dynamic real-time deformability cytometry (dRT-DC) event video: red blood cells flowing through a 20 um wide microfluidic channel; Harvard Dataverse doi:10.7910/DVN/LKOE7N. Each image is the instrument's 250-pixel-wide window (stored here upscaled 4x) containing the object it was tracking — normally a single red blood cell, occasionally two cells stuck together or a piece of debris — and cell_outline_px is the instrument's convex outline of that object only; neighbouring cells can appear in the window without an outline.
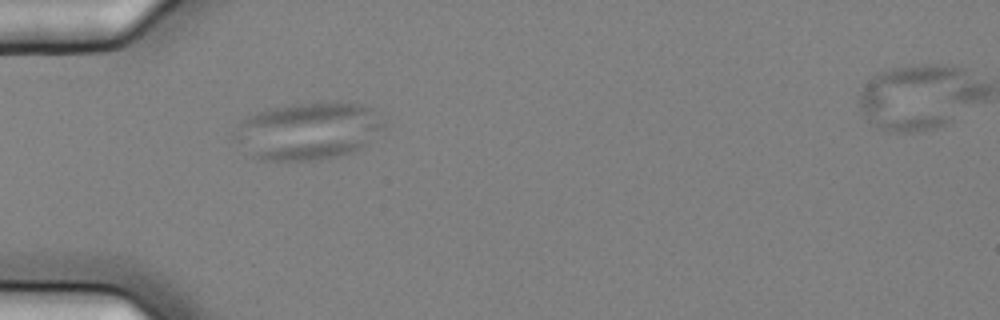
{"species": "common noctule bat (a hibernating species)", "species_latin": "Nyctalus noctula", "temperature_condition": "cold", "stored_images_in_passage": 38, "camera_frame_rate_fps": 3000, "um_per_image_px": 0.085, "animal": {"sex": "female", "body_mass_g": 25.1}, "frame": {"image": 1, "passage_image": 1, "time_ms": 0.0, "image_size_px": [1000, 320], "cell_outline_px": [[388, 124], [384, 128], [364, 144], [352, 152], [320, 160], [256, 160], [252, 156], [240, 128], [240, 124], [248, 116], [260, 112], [288, 104], [356, 104], [372, 108]], "centroid_in_image_um": [26.34, 11.14], "position_along_channel_um": 58.7, "area_um2": 47.63}}
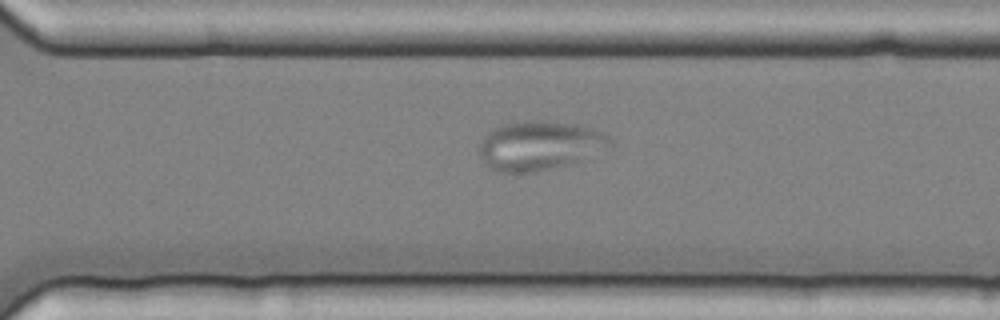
{"frame": {"image": 2, "passage_image": 24, "time_ms": 7.667, "image_size_px": [1000, 320], "cell_outline_px": [[612, 148], [576, 164], [532, 172], [496, 172], [488, 168], [484, 164], [480, 156], [480, 144], [484, 136], [492, 128], [500, 124], [516, 120], [532, 120], [572, 124], [592, 128], [608, 136], [612, 140]], "centroid_in_image_um": [45.88, 12.39], "position_along_channel_um": 324.7, "area_um2": 38.32}}
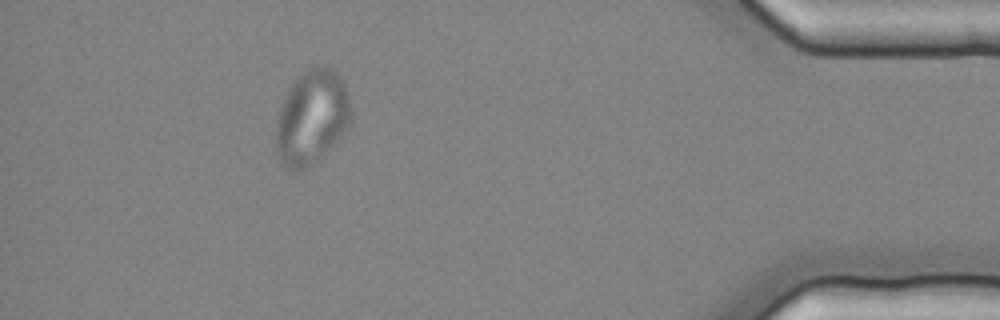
{"frame": {"image": 3, "passage_image": 35, "time_ms": 11.333, "image_size_px": [1000, 320], "cell_outline_px": [[352, 120], [320, 156], [312, 164], [304, 168], [284, 168], [280, 164], [276, 152], [276, 120], [280, 108], [288, 88], [308, 68], [320, 64], [336, 72], [340, 76], [344, 84], [348, 96]], "centroid_in_image_um": [26.46, 9.94], "position_along_channel_um": 408.7, "area_um2": 40.4}}